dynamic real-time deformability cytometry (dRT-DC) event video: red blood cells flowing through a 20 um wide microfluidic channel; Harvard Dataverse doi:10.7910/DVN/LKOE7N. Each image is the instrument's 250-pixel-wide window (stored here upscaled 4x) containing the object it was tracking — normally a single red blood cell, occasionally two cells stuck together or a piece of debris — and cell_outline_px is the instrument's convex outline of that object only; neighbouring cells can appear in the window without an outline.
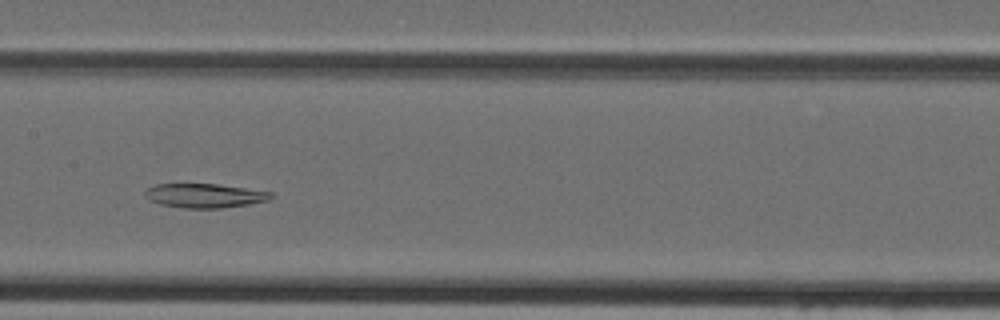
{"species": "Egyptian fruit bat (a non-hibernating species)", "species_latin": "Rousettus aegyptiacus", "temperature_condition": "cold", "stored_images_in_passage": 44, "camera_frame_rate_fps": 3000, "um_per_image_px": 0.085, "animal": {"sex": "female"}, "frame": {"image": 1, "passage_image": 20, "time_ms": 6.333, "image_size_px": [1000, 320], "cell_outline_px": [[272, 196], [268, 200], [248, 204], [220, 208], [180, 208], [160, 204], [148, 200], [144, 196], [144, 192], [148, 188], [156, 184], [220, 184], [272, 192]], "centroid_in_image_um": [17.35, 16.63], "position_along_channel_um": 190.1, "area_um2": 17.74}}
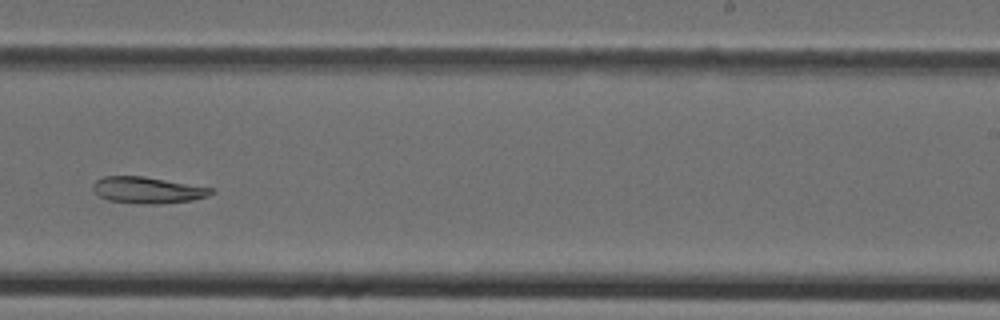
{"frame": {"image": 2, "passage_image": 26, "time_ms": 8.333, "image_size_px": [1000, 320], "cell_outline_px": [[216, 192], [208, 196], [192, 200], [160, 204], [140, 204], [108, 200], [100, 196], [92, 188], [92, 184], [96, 180], [104, 176], [144, 176], [212, 188]], "centroid_in_image_um": [12.55, 16.16], "position_along_channel_um": 276.5, "area_um2": 18.21}}
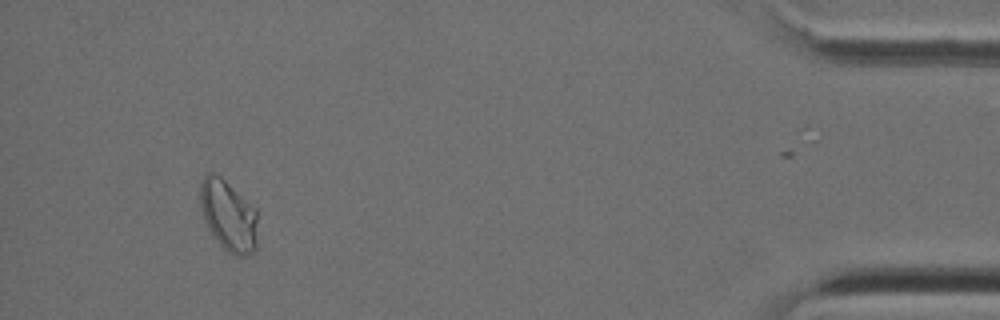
{"frame": {"image": 3, "passage_image": 40, "time_ms": 13.0, "image_size_px": [1000, 320], "cell_outline_px": [[256, 248], [252, 252], [244, 256], [236, 256], [228, 252], [216, 240], [208, 228], [204, 220], [200, 204], [200, 184], [204, 176], [208, 172], [212, 172], [220, 176], [256, 208]], "centroid_in_image_um": [19.4, 18.32], "position_along_channel_um": 415.8, "area_um2": 23.64}}